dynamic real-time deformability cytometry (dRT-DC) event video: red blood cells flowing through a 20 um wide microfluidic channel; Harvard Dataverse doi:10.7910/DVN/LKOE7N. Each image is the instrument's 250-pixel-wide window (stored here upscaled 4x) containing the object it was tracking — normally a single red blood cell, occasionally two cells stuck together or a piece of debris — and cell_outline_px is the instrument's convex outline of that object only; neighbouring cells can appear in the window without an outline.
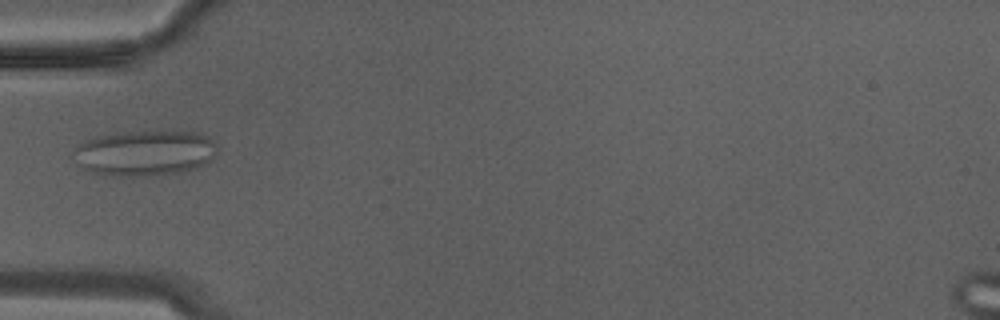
{"species": "Egyptian fruit bat (a non-hibernating species)", "species_latin": "Rousettus aegyptiacus", "temperature_condition": "warm", "stored_images_in_passage": 24, "camera_frame_rate_fps": 3000, "um_per_image_px": 0.085, "animal": {"sex": "male"}, "frame": {"image": 1, "passage_image": 4, "time_ms": 1.0, "image_size_px": [1000, 320], "cell_outline_px": [[220, 148], [212, 160], [208, 164], [196, 168], [176, 172], [144, 176], [120, 176], [92, 172], [84, 168], [68, 156], [84, 140], [96, 136], [124, 132], [196, 132], [208, 136]], "centroid_in_image_um": [12.31, 13.01], "position_along_channel_um": 72.7, "area_um2": 38.26}}